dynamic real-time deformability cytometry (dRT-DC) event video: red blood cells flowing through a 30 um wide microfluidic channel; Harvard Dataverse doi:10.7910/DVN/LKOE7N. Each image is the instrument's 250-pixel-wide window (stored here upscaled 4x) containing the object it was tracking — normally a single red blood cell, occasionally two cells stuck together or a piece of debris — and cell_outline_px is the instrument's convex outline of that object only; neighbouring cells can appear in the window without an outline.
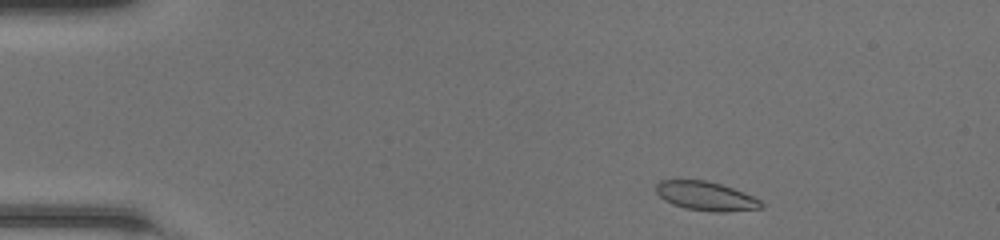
{"species": "common noctule bat (a hibernating species)", "species_latin": "Nyctalus noctula", "temperature_condition": "room temperature", "stored_images_in_passage": 43, "camera_frame_rate_fps": 3000, "um_per_image_px": 0.085, "animal": {"sex": "female", "body_mass_g": 20.0, "forearm_length_mm": 54.0}, "frame": {"image": 1, "passage_image": 2, "time_ms": 0.333, "image_size_px": [1000, 240], "cell_outline_px": [[764, 208], [724, 212], [712, 212], [684, 208], [672, 204], [664, 200], [656, 192], [656, 184], [660, 180], [704, 180], [720, 184], [732, 188], [752, 196], [760, 200], [764, 204]], "centroid_in_image_um": [60.0, 16.68], "position_along_channel_um": 25.0, "area_um2": 17.74}}
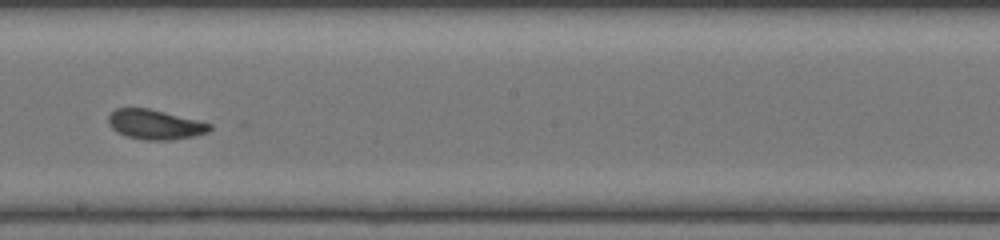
{"frame": {"image": 2, "passage_image": 23, "time_ms": 7.333, "image_size_px": [1000, 240], "cell_outline_px": [[212, 128], [208, 132], [192, 136], [172, 140], [144, 140], [128, 136], [116, 132], [108, 124], [108, 116], [116, 108], [148, 108], [212, 124]], "centroid_in_image_um": [13.15, 10.59], "position_along_channel_um": 235.1, "area_um2": 17.4}}
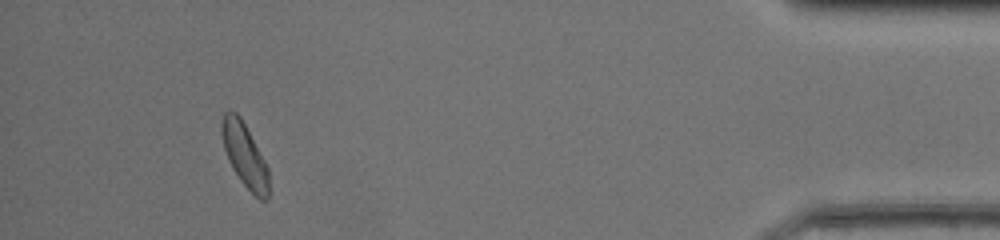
{"frame": {"image": 3, "passage_image": 40, "time_ms": 13.0, "image_size_px": [1000, 240], "cell_outline_px": [[268, 200], [260, 200], [240, 180], [232, 168], [228, 160], [224, 148], [220, 132], [220, 124], [224, 112], [228, 108], [236, 112], [240, 116], [264, 160], [268, 168]], "centroid_in_image_um": [20.75, 13.14], "position_along_channel_um": 414.4, "area_um2": 17.4}, "authors_computed_cell_mechanics": {"area_um2": 17.7446, "velocity_mm_per_s": 4.2558, "shape_relaxation_time_tau1_ms": 3.5907, "shape_relaxation_time_tau2_ms": 1.7829, "deformation_change_tau1": 0.1167, "deformation_change_tau2": 0.0699}}